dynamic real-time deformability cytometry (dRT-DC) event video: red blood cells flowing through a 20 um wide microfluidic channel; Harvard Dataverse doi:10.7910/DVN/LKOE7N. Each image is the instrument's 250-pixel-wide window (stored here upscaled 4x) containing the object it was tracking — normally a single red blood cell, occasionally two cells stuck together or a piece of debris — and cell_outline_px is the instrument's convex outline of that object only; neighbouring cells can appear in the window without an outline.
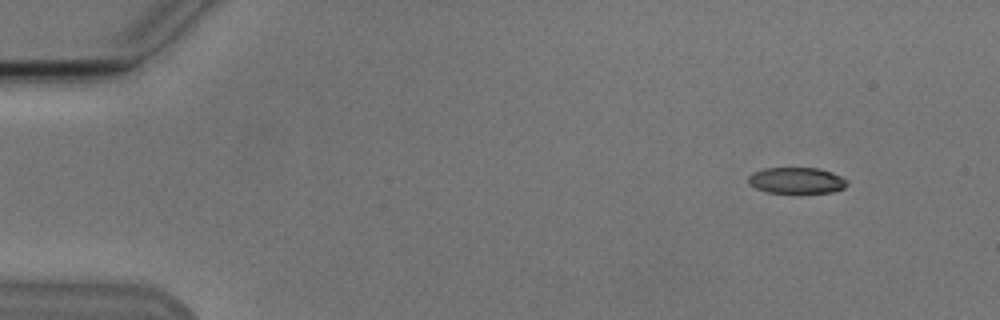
{"species": "Egyptian fruit bat (a non-hibernating species)", "species_latin": "Rousettus aegyptiacus", "temperature_condition": "cold", "stored_images_in_passage": 49, "camera_frame_rate_fps": 3000, "um_per_image_px": 0.085, "animal": {"sex": "male"}, "frame": {"image": 1, "passage_image": 1, "time_ms": 0.0, "image_size_px": [1000, 320], "cell_outline_px": [[848, 184], [844, 188], [832, 192], [800, 196], [768, 192], [756, 188], [748, 184], [748, 176], [752, 172], [764, 168], [820, 168], [832, 172], [848, 180]], "centroid_in_image_um": [67.72, 15.39], "position_along_channel_um": 17.3, "area_um2": 15.95}}
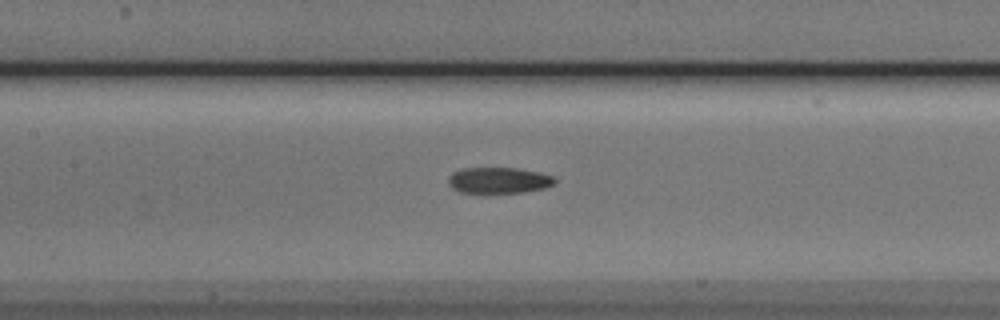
{"frame": {"image": 2, "passage_image": 21, "time_ms": 6.667, "image_size_px": [1000, 320], "cell_outline_px": [[556, 184], [544, 188], [524, 192], [480, 196], [460, 192], [452, 188], [448, 184], [448, 176], [452, 172], [460, 168], [516, 168], [540, 172], [552, 176], [556, 180]], "centroid_in_image_um": [42.33, 15.37], "position_along_channel_um": 165.1, "area_um2": 17.11}}
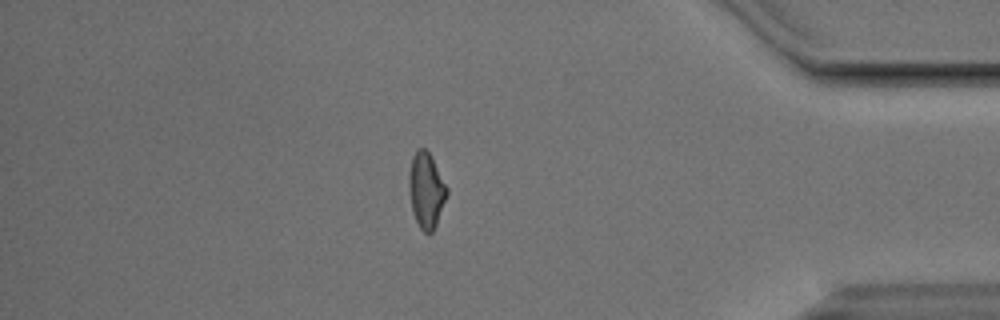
{"frame": {"image": 3, "passage_image": 42, "time_ms": 13.667, "image_size_px": [1000, 320], "cell_outline_px": [[448, 192], [436, 224], [432, 232], [424, 232], [420, 228], [416, 220], [412, 208], [408, 184], [408, 176], [412, 156], [416, 148], [424, 148], [428, 152], [448, 188]], "centroid_in_image_um": [36.21, 16.14], "position_along_channel_um": 399.0, "area_um2": 16.36}, "authors_computed_cell_mechanics": {"area_um2": 16.6464, "velocity_mm_per_s": 3.8283, "shape_relaxation_time_tau1_ms": 7.7769, "shape_relaxation_time_tau2_ms": 3.9444, "deformation_change_tau1": 0.2079, "deformation_change_tau2": 0.1001}}